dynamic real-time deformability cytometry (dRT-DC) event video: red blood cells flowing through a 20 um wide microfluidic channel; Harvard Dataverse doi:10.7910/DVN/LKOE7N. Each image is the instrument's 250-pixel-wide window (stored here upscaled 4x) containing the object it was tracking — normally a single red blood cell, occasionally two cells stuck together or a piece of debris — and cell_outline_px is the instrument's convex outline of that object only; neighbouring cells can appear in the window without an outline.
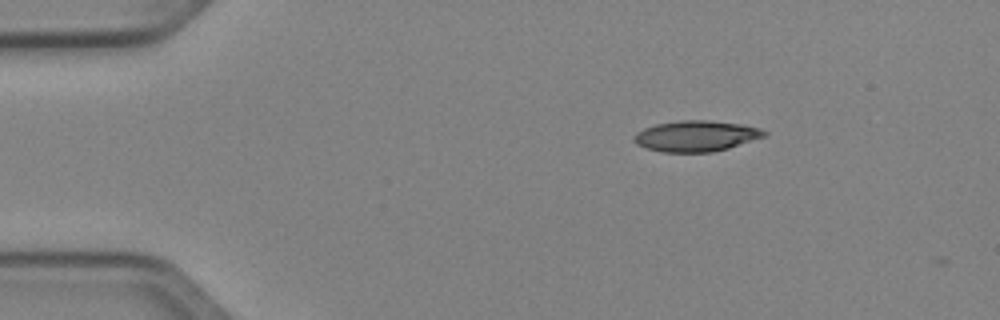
{"species": "Egyptian fruit bat (a non-hibernating species)", "species_latin": "Rousettus aegyptiacus", "temperature_condition": "cold", "stored_images_in_passage": 5, "camera_frame_rate_fps": 3000, "um_per_image_px": 0.085, "animal": {"sex": "female"}, "frame": {"image": 1, "passage_image": 1, "time_ms": 0.0, "image_size_px": [1000, 320], "cell_outline_px": [[768, 132], [764, 136], [728, 148], [712, 152], [664, 152], [648, 148], [636, 144], [632, 140], [632, 136], [636, 132], [644, 128], [656, 124], [680, 120], [708, 120], [740, 124], [760, 128]], "centroid_in_image_um": [59.12, 11.56], "position_along_channel_um": 25.9, "area_um2": 23.29}}